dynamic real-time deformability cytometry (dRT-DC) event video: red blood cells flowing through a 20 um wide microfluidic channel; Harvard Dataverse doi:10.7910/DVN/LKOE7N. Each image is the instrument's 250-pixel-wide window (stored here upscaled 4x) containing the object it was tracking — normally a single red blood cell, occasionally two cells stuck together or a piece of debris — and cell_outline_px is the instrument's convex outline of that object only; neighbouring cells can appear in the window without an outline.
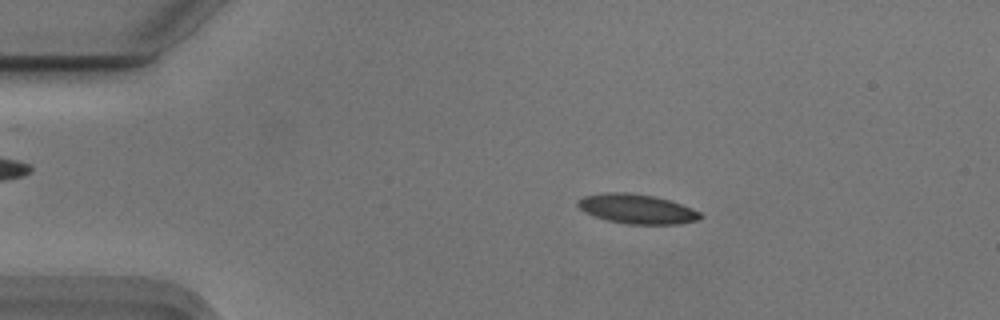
{"species": "Egyptian fruit bat (a non-hibernating species)", "species_latin": "Rousettus aegyptiacus", "temperature_condition": "cold", "stored_images_in_passage": 49, "camera_frame_rate_fps": 3000, "um_per_image_px": 0.085, "animal": {"sex": "male"}, "frame": {"image": 1, "passage_image": 5, "time_ms": 1.333, "image_size_px": [1000, 320], "cell_outline_px": [[704, 216], [696, 220], [680, 224], [628, 224], [608, 220], [592, 216], [584, 212], [576, 204], [576, 200], [584, 196], [604, 192], [628, 192], [652, 196], [668, 200], [692, 208], [700, 212]], "centroid_in_image_um": [54.1, 17.76], "position_along_channel_um": 30.9, "area_um2": 21.1}}
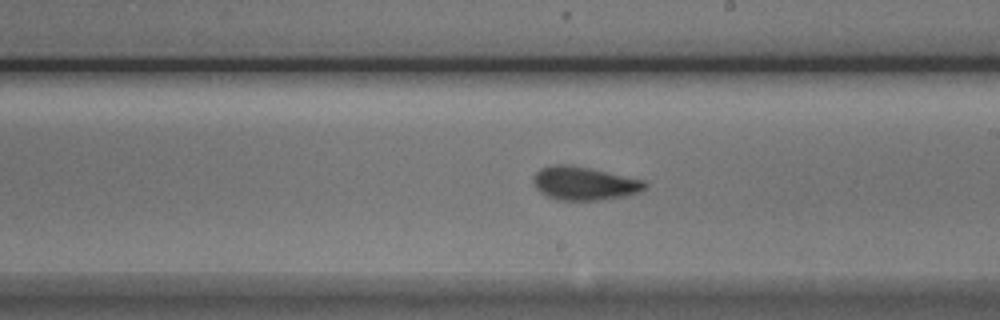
{"frame": {"image": 2, "passage_image": 26, "time_ms": 8.333, "image_size_px": [1000, 320], "cell_outline_px": [[648, 184], [640, 192], [628, 196], [600, 200], [556, 200], [540, 192], [536, 188], [532, 180], [532, 176], [540, 168], [552, 164], [568, 164], [588, 168], [644, 180]], "centroid_in_image_um": [49.64, 15.59], "position_along_channel_um": 239.4, "area_um2": 21.85}}
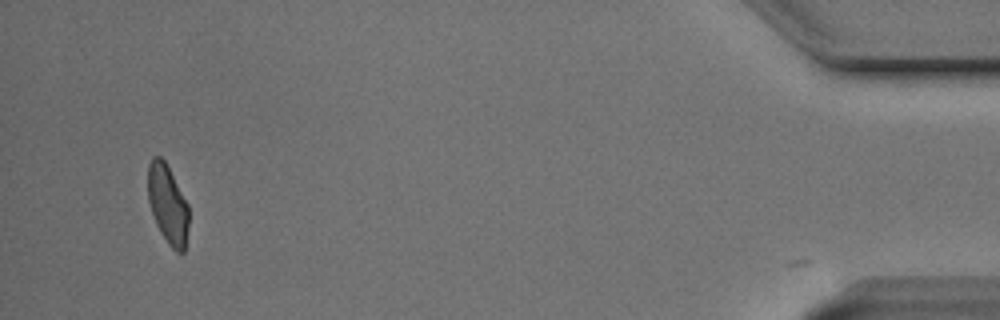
{"frame": {"image": 3, "passage_image": 47, "time_ms": 15.333, "image_size_px": [1000, 320], "cell_outline_px": [[188, 224], [184, 252], [176, 252], [168, 244], [160, 232], [156, 224], [148, 200], [148, 164], [152, 156], [160, 156], [164, 160], [188, 204]], "centroid_in_image_um": [14.24, 17.36], "position_along_channel_um": 421.0, "area_um2": 18.61}, "authors_computed_cell_mechanics": {"area_um2": 20.8658, "velocity_mm_per_s": 3.7325, "shape_relaxation_time_tau1_ms": 4.0588, "shape_relaxation_time_tau2_ms": 1.9163, "deformation_change_tau1": 0.1298, "deformation_change_tau2": 0.0803}}